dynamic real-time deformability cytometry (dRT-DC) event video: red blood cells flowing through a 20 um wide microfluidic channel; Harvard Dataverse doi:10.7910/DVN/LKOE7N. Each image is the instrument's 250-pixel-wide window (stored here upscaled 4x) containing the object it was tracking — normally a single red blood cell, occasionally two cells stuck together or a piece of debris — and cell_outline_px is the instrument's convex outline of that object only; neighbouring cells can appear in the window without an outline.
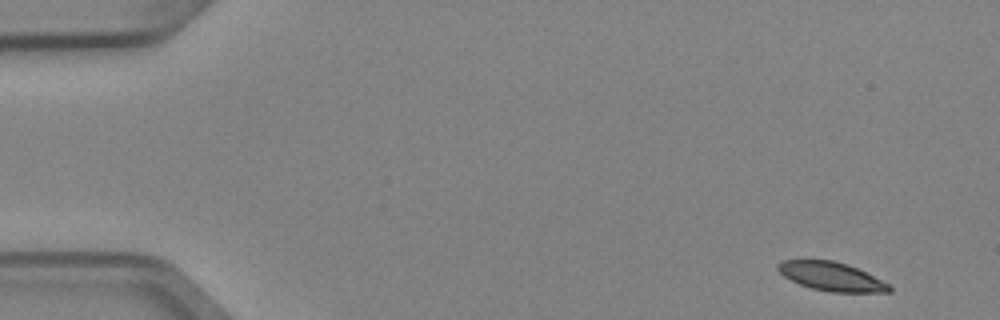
{"species": "Egyptian fruit bat (a non-hibernating species)", "species_latin": "Rousettus aegyptiacus", "temperature_condition": "cold", "stored_images_in_passage": 5, "camera_frame_rate_fps": 3000, "um_per_image_px": 0.085, "animal": {"sex": "female"}, "frame": {"image": 1, "passage_image": 1, "time_ms": 0.0, "image_size_px": [1000, 320], "cell_outline_px": [[892, 292], [832, 292], [812, 288], [800, 284], [784, 276], [776, 268], [776, 264], [784, 260], [832, 260], [848, 264], [888, 284], [892, 288]], "centroid_in_image_um": [70.64, 23.5], "position_along_channel_um": 14.4, "area_um2": 18.32}}
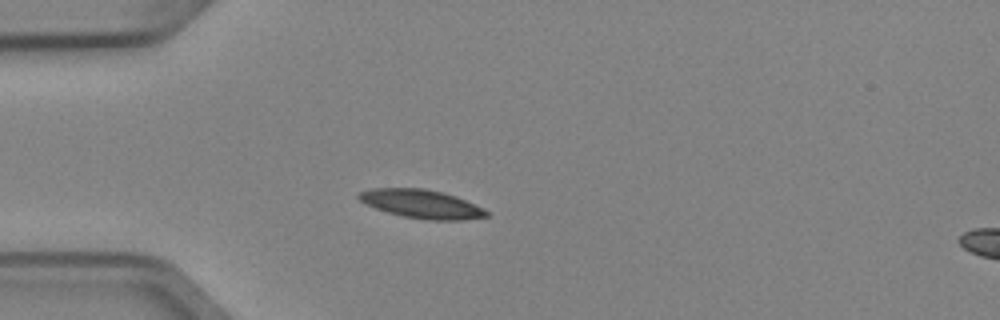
{"frame": {"image": 2, "passage_image": 4, "time_ms": 1.0, "image_size_px": [1000, 320], "cell_outline_px": [[488, 216], [460, 220], [428, 220], [404, 216], [388, 212], [376, 208], [360, 200], [356, 196], [360, 192], [372, 188], [424, 188], [456, 196], [484, 208], [488, 212]], "centroid_in_image_um": [35.84, 17.33], "position_along_channel_um": 49.2, "area_um2": 20.98}}